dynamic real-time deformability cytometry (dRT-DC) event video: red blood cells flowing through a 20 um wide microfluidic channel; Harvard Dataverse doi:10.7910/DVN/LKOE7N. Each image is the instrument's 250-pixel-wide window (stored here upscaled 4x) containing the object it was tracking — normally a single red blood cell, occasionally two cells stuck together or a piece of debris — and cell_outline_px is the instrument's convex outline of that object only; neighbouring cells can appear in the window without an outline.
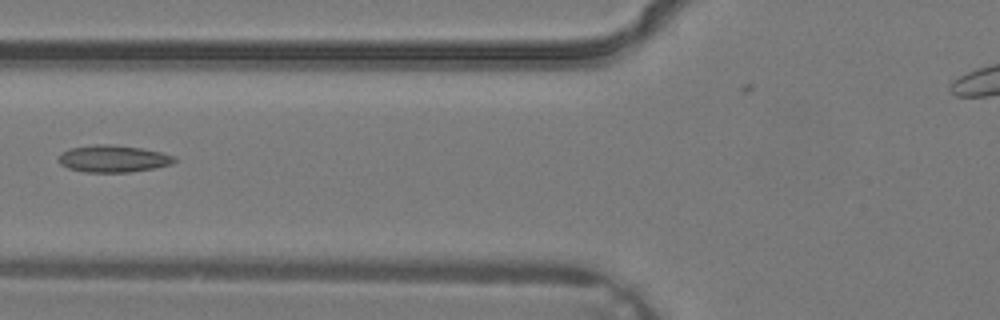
{"species": "common noctule bat (a hibernating species)", "species_latin": "Nyctalus noctula", "temperature_condition": "warm", "stored_images_in_passage": 4, "camera_frame_rate_fps": 3000, "um_per_image_px": 0.085, "animal": {"sex": "male", "body_mass_g": 19.2, "forearm_length_mm": 51.8}, "frame": {"image": 1, "passage_image": 4, "time_ms": 1.0, "image_size_px": [1000, 320], "cell_outline_px": [[176, 160], [172, 164], [156, 168], [128, 172], [84, 172], [68, 168], [60, 164], [56, 160], [60, 152], [72, 148], [96, 144], [108, 144], [140, 148], [160, 152], [172, 156]], "centroid_in_image_um": [9.57, 13.5], "position_along_channel_um": 116.2, "area_um2": 18.21}}